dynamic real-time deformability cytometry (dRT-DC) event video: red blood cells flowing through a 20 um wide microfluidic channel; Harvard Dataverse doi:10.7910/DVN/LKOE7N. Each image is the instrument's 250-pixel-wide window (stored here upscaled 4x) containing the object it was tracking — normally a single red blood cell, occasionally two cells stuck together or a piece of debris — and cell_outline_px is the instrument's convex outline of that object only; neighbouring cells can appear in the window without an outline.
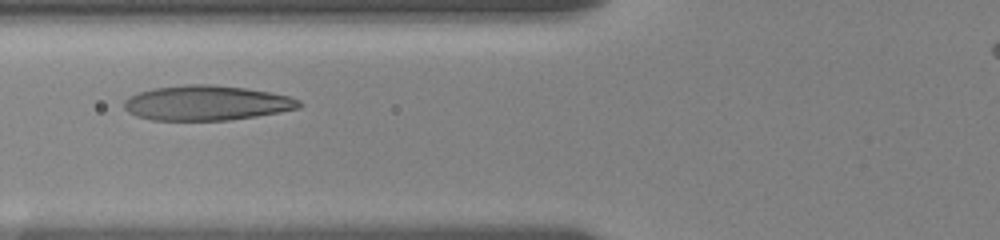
{"species": "human", "species_latin": "Homo sapiens", "temperature_condition": "room temperature", "stored_images_in_passage": 13, "camera_frame_rate_fps": 3000, "um_per_image_px": 0.085, "donor": {"sex": "female"}, "frame": {"image": 1, "passage_image": 8, "time_ms": 4.0, "image_size_px": [1000, 240], "cell_outline_px": [[304, 104], [300, 108], [280, 112], [256, 116], [228, 120], [152, 120], [136, 116], [128, 112], [124, 108], [124, 100], [128, 96], [140, 92], [156, 88], [184, 84], [212, 84], [244, 88], [268, 92], [288, 96], [300, 100]], "centroid_in_image_um": [17.56, 8.75], "position_along_channel_um": 108.2, "area_um2": 35.6}}
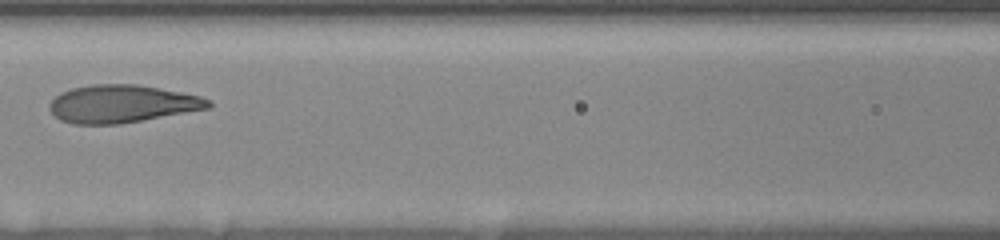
{"frame": {"image": 2, "passage_image": 11, "time_ms": 5.333, "image_size_px": [1000, 240], "cell_outline_px": [[212, 108], [120, 124], [72, 124], [60, 120], [48, 108], [48, 104], [56, 96], [72, 88], [92, 84], [136, 84], [180, 92], [200, 96], [212, 100]], "centroid_in_image_um": [10.39, 8.83], "position_along_channel_um": 156.2, "area_um2": 34.97}}